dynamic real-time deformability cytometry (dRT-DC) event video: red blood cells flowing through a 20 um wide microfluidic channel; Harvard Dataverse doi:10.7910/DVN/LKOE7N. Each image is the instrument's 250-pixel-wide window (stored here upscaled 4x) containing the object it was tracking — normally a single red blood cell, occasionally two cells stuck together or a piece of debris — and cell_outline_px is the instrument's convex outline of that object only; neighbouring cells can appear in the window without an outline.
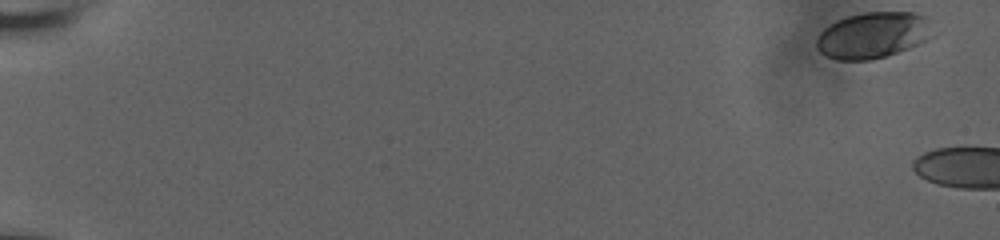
{"species": "human", "species_latin": "Homo sapiens", "temperature_condition": "room temperature", "stored_images_in_passage": 15, "camera_frame_rate_fps": 3000, "um_per_image_px": 0.085, "donor": {"sex": "male"}, "frame": {"image": 1, "passage_image": 1, "time_ms": 0.0, "image_size_px": [1000, 240], "cell_outline_px": [[940, 32], [936, 36], [908, 48], [872, 60], [836, 60], [824, 56], [816, 48], [816, 40], [820, 32], [824, 28], [848, 16], [868, 12], [916, 12], [928, 16]], "centroid_in_image_um": [74.32, 2.98], "position_along_channel_um": 10.7, "area_um2": 31.96}}